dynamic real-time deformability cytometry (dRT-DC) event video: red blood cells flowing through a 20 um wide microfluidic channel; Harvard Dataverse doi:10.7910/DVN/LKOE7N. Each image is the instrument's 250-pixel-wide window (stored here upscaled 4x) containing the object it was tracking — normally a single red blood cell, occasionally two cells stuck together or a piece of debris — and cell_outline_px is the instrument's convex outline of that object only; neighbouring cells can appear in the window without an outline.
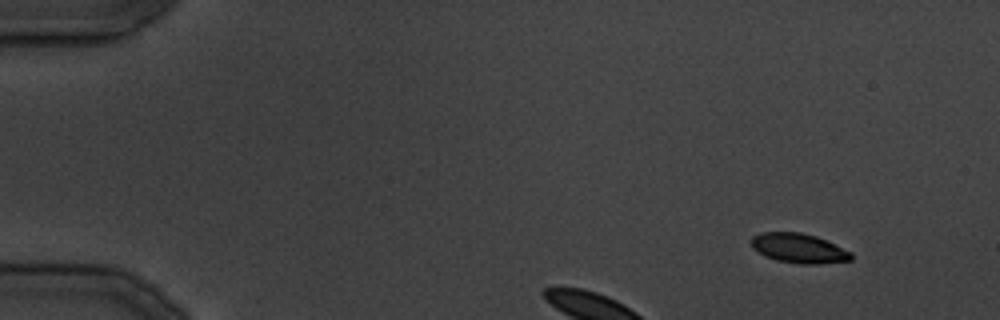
{"species": "common noctule bat (a hibernating species)", "species_latin": "Nyctalus noctula", "temperature_condition": "cold", "stored_images_in_passage": 6, "camera_frame_rate_fps": 3000, "um_per_image_px": 0.085, "animal": {"sex": "male", "body_mass_g": 19.5, "forearm_length_mm": 54.6}, "frame": {"image": 1, "passage_image": 1, "time_ms": 0.0, "image_size_px": [1000, 320], "cell_outline_px": [[852, 260], [820, 264], [800, 264], [776, 260], [764, 256], [752, 248], [752, 236], [760, 232], [800, 232], [816, 236], [852, 252]], "centroid_in_image_um": [67.89, 21.1], "position_along_channel_um": 17.1, "area_um2": 17.28}}